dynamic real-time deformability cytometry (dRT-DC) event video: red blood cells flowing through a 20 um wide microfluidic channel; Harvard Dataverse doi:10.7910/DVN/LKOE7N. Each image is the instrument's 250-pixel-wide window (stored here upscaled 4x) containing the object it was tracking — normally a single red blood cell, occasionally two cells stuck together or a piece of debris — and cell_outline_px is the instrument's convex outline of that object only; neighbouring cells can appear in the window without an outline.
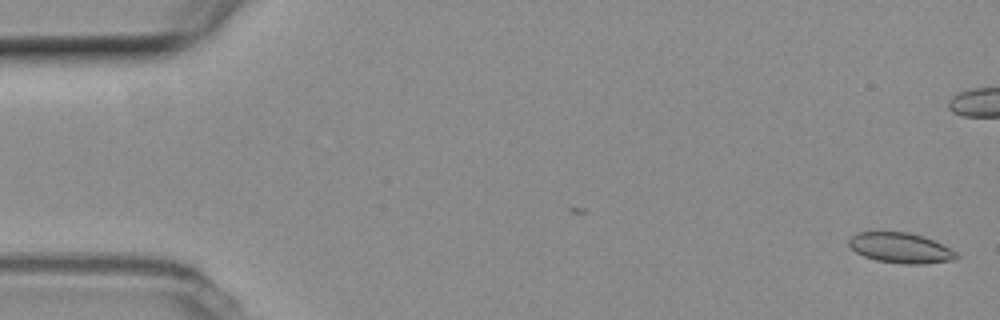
{"species": "common noctule bat (a hibernating species)", "species_latin": "Nyctalus noctula", "temperature_condition": "room temperature", "stored_images_in_passage": 55, "camera_frame_rate_fps": 3000, "um_per_image_px": 0.085, "animal": {"sex": "female", "body_mass_g": 19.3, "forearm_length_mm": 54.1}, "frame": {"image": 1, "passage_image": 1, "time_ms": 0.0, "image_size_px": [1000, 320], "cell_outline_px": [[960, 256], [956, 260], [924, 264], [900, 264], [876, 260], [864, 256], [856, 252], [848, 244], [848, 240], [856, 232], [908, 232], [924, 236], [956, 252]], "centroid_in_image_um": [76.55, 21.08], "position_along_channel_um": 8.4, "area_um2": 19.02}}
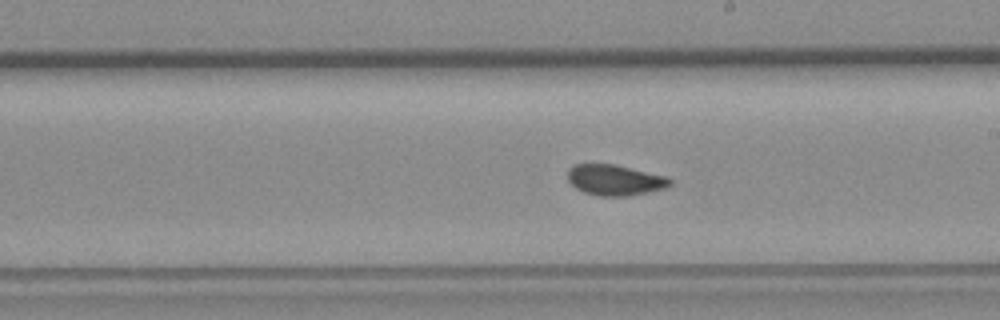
{"frame": {"image": 2, "passage_image": 30, "time_ms": 9.667, "image_size_px": [1000, 320], "cell_outline_px": [[672, 184], [664, 188], [628, 196], [600, 196], [584, 192], [576, 188], [568, 180], [568, 168], [572, 164], [616, 164], [668, 176], [672, 180]], "centroid_in_image_um": [52.27, 15.28], "position_along_channel_um": 236.7, "area_um2": 18.44}}
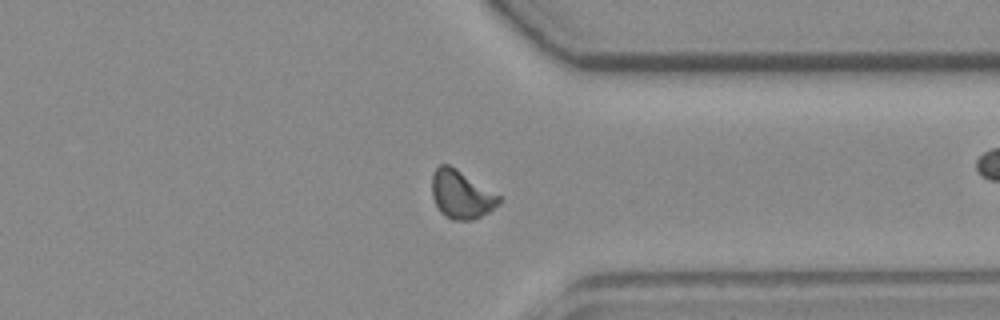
{"frame": {"image": 3, "passage_image": 41, "time_ms": 13.333, "image_size_px": [1000, 320], "cell_outline_px": [[500, 204], [488, 212], [472, 220], [452, 220], [444, 216], [440, 212], [432, 196], [432, 176], [436, 168], [440, 164], [448, 164], [456, 168], [500, 196]], "centroid_in_image_um": [39.18, 16.54], "position_along_channel_um": 372.2, "area_um2": 18.67}, "authors_computed_cell_mechanics": {"area_um2": 18.5538, "velocity_mm_per_s": 3.7823, "shape_relaxation_time_tau1_ms": null, "shape_relaxation_time_tau2_ms": 1.231, "deformation_change_tau1": null, "deformation_change_tau2": 0.0489}}